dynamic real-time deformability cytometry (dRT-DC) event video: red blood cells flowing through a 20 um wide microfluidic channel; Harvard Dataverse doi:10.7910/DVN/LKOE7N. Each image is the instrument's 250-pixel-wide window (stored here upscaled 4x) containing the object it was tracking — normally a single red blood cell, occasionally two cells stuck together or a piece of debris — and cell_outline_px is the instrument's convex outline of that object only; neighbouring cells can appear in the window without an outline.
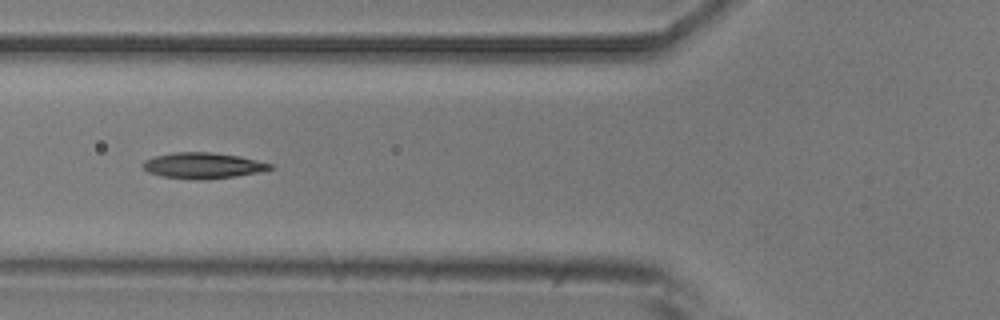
{"species": "common noctule bat (a hibernating species)", "species_latin": "Nyctalus noctula", "temperature_condition": "room temperature", "stored_images_in_passage": 8, "camera_frame_rate_fps": 3000, "um_per_image_px": 0.085, "animal": {"sex": "male", "body_mass_g": 20.5, "forearm_length_mm": 52.5}, "frame": {"image": 1, "passage_image": 6, "time_ms": 6.667, "image_size_px": [1000, 320], "cell_outline_px": [[272, 168], [256, 172], [236, 176], [200, 180], [196, 180], [160, 176], [148, 172], [140, 164], [144, 160], [156, 156], [176, 152], [212, 152], [240, 156], [272, 164]], "centroid_in_image_um": [17.19, 14.07], "position_along_channel_um": 108.6, "area_um2": 19.07}}
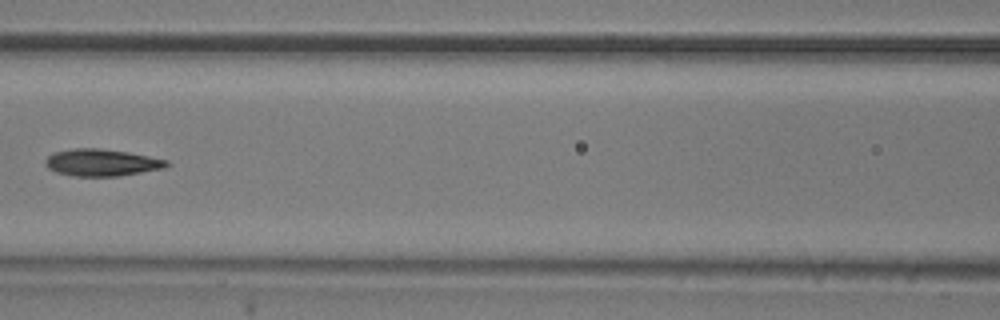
{"frame": {"image": 2, "passage_image": 7, "time_ms": 8.0, "image_size_px": [1000, 320], "cell_outline_px": [[168, 164], [164, 168], [116, 176], [72, 176], [56, 172], [48, 168], [44, 164], [44, 160], [48, 156], [56, 152], [72, 148], [100, 148], [128, 152], [168, 160]], "centroid_in_image_um": [8.6, 13.81], "position_along_channel_um": 158.0, "area_um2": 18.96}}